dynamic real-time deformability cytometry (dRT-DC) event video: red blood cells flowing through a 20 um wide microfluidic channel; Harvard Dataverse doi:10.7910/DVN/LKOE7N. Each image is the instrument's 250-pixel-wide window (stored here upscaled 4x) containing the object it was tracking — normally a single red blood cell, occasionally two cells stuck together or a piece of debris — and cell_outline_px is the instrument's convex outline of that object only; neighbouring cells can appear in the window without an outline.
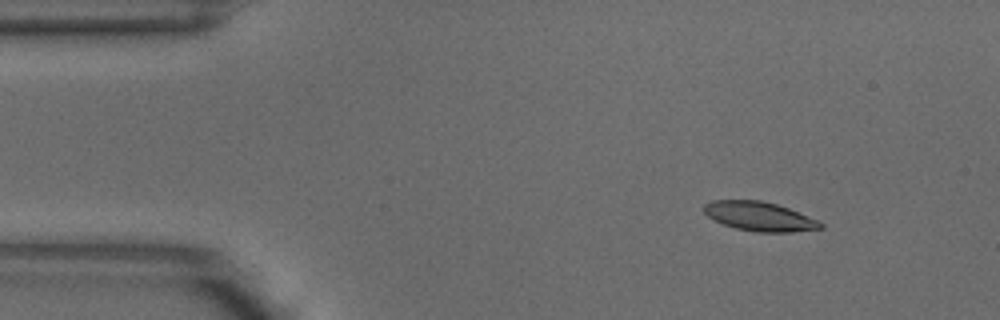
{"species": "common noctule bat (a hibernating species)", "species_latin": "Nyctalus noctula", "temperature_condition": "warm", "stored_images_in_passage": 4, "camera_frame_rate_fps": 3000, "um_per_image_px": 0.085, "animal": {"sex": "male", "body_mass_g": 18.8}, "frame": {"image": 1, "passage_image": 2, "time_ms": 0.333, "image_size_px": [1000, 320], "cell_outline_px": [[824, 228], [792, 232], [756, 232], [736, 228], [724, 224], [708, 216], [704, 212], [704, 204], [712, 200], [760, 200], [776, 204], [788, 208], [816, 220], [824, 224]], "centroid_in_image_um": [64.55, 18.39], "position_along_channel_um": 20.4, "area_um2": 19.59}}